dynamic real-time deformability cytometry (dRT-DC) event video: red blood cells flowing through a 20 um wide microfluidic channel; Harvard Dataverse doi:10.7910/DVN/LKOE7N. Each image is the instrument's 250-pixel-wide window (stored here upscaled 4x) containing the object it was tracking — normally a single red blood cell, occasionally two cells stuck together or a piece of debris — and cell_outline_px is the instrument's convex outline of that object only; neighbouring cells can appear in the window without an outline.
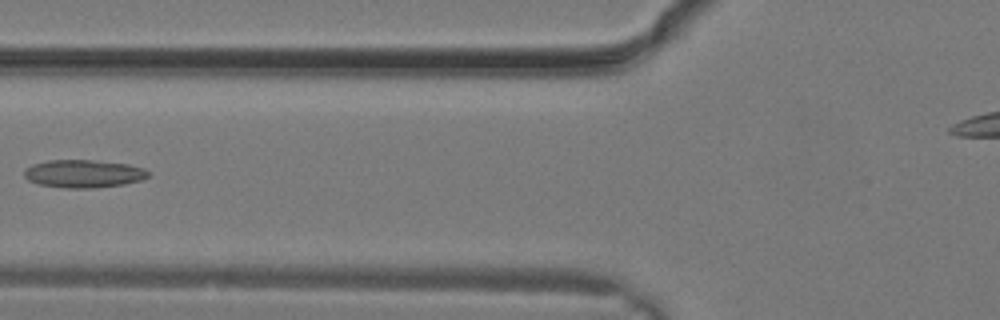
{"species": "common noctule bat (a hibernating species)", "species_latin": "Nyctalus noctula", "temperature_condition": "warm", "stored_images_in_passage": 30, "camera_frame_rate_fps": 3000, "um_per_image_px": 0.085, "animal": {"sex": "male", "body_mass_g": 19.2, "forearm_length_mm": 51.8}, "frame": {"image": 1, "passage_image": 12, "time_ms": 3.667, "image_size_px": [1000, 320], "cell_outline_px": [[148, 176], [144, 180], [124, 184], [92, 188], [64, 188], [40, 184], [28, 180], [24, 176], [24, 168], [32, 164], [48, 160], [92, 160], [128, 164], [144, 168], [148, 172]], "centroid_in_image_um": [7.09, 14.76], "position_along_channel_um": 118.7, "area_um2": 20.23}}
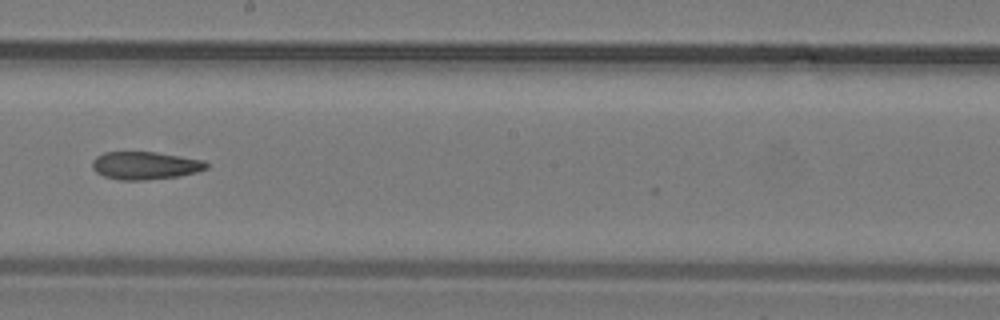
{"frame": {"image": 2, "passage_image": 17, "time_ms": 5.333, "image_size_px": [1000, 320], "cell_outline_px": [[208, 168], [196, 172], [180, 176], [144, 180], [120, 180], [104, 176], [96, 172], [92, 168], [92, 160], [96, 156], [104, 152], [156, 152], [204, 160], [208, 164]], "centroid_in_image_um": [12.33, 14.07], "position_along_channel_um": 235.9, "area_um2": 18.55}}
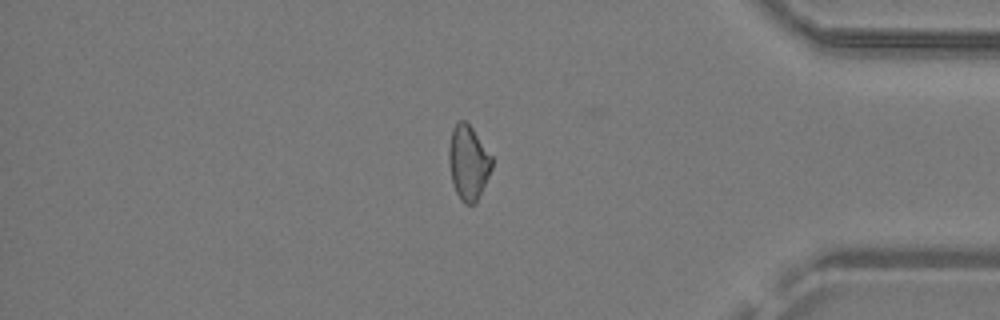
{"frame": {"image": 3, "passage_image": 25, "time_ms": 8.0, "image_size_px": [1000, 320], "cell_outline_px": [[492, 168], [476, 204], [464, 204], [460, 200], [452, 184], [448, 160], [448, 148], [452, 128], [460, 120], [464, 120], [472, 128], [492, 156]], "centroid_in_image_um": [39.79, 13.84], "position_along_channel_um": 395.4, "area_um2": 18.79}}